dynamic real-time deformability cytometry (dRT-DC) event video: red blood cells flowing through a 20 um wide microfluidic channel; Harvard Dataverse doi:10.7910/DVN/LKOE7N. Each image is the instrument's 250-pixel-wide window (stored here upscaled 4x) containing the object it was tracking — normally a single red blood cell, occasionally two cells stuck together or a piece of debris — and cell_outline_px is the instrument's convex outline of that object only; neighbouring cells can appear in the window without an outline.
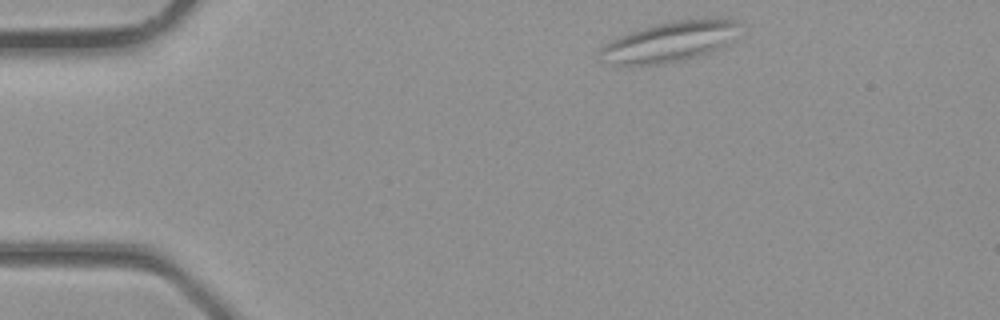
{"species": "common noctule bat (a hibernating species)", "species_latin": "Nyctalus noctula", "temperature_condition": "room temperature", "stored_images_in_passage": 2, "camera_frame_rate_fps": 3000, "um_per_image_px": 0.085, "animal": {"sex": "male", "body_mass_g": 23.1, "forearm_length_mm": 52.7}, "frame": {"image": 1, "passage_image": 1, "time_ms": 0.0, "image_size_px": [1000, 320], "cell_outline_px": [[740, 24], [724, 44], [720, 48], [696, 56], [664, 64], [620, 64], [600, 60], [600, 52], [612, 40], [628, 32], [656, 24], [680, 20], [716, 16], [736, 20]], "centroid_in_image_um": [56.94, 3.51], "position_along_channel_um": 28.1, "area_um2": 31.91}}